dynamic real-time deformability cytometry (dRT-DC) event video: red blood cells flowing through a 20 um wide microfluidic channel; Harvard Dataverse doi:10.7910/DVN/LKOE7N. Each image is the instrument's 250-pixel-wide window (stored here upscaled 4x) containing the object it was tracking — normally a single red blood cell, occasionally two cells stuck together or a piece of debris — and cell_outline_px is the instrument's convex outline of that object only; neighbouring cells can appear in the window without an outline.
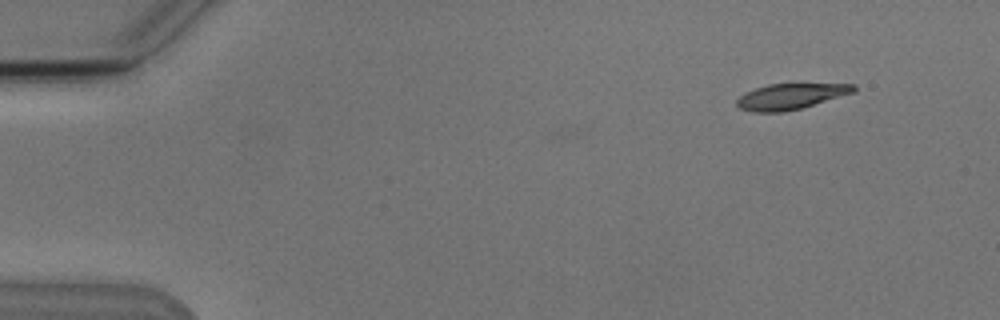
{"species": "Egyptian fruit bat (a non-hibernating species)", "species_latin": "Rousettus aegyptiacus", "temperature_condition": "cold", "stored_images_in_passage": 4, "camera_frame_rate_fps": 3000, "um_per_image_px": 0.085, "animal": {"sex": "male"}, "frame": {"image": 1, "passage_image": 1, "time_ms": 0.0, "image_size_px": [1000, 320], "cell_outline_px": [[856, 92], [800, 108], [784, 112], [752, 112], [740, 108], [736, 104], [736, 100], [744, 92], [768, 84], [856, 84]], "centroid_in_image_um": [67.19, 8.19], "position_along_channel_um": 17.8, "area_um2": 17.46}}
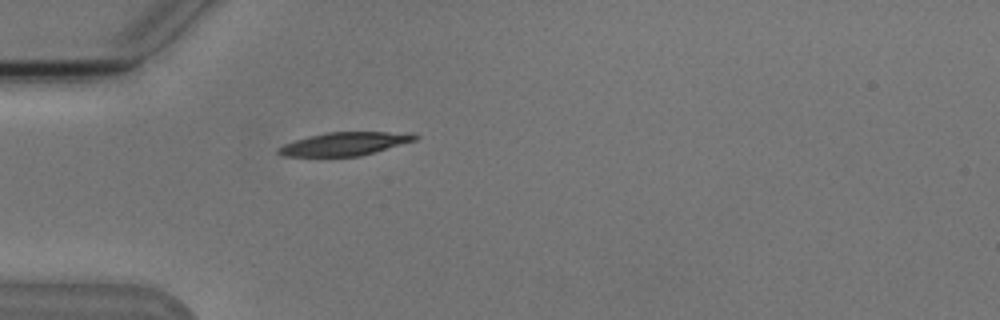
{"frame": {"image": 2, "passage_image": 4, "time_ms": 3.667, "image_size_px": [1000, 320], "cell_outline_px": [[420, 136], [416, 140], [360, 156], [280, 156], [276, 152], [276, 148], [284, 144], [296, 140], [328, 132], [388, 132]], "centroid_in_image_um": [29.22, 12.24], "position_along_channel_um": 55.8, "area_um2": 18.09}}